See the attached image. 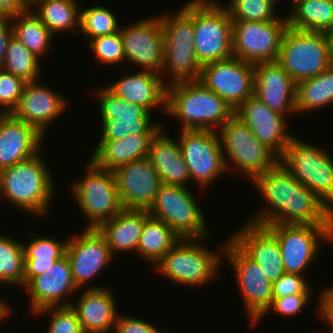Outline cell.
Returning <instances> with one entry per match:
<instances>
[{
    "mask_svg": "<svg viewBox=\"0 0 333 333\" xmlns=\"http://www.w3.org/2000/svg\"><path fill=\"white\" fill-rule=\"evenodd\" d=\"M267 207L250 223L333 226V210L278 163L252 181Z\"/></svg>",
    "mask_w": 333,
    "mask_h": 333,
    "instance_id": "1",
    "label": "cell"
},
{
    "mask_svg": "<svg viewBox=\"0 0 333 333\" xmlns=\"http://www.w3.org/2000/svg\"><path fill=\"white\" fill-rule=\"evenodd\" d=\"M166 115L182 123V130H219L235 110L199 80L175 83L166 89Z\"/></svg>",
    "mask_w": 333,
    "mask_h": 333,
    "instance_id": "2",
    "label": "cell"
},
{
    "mask_svg": "<svg viewBox=\"0 0 333 333\" xmlns=\"http://www.w3.org/2000/svg\"><path fill=\"white\" fill-rule=\"evenodd\" d=\"M39 155L0 170V198L36 216L50 210L56 190L50 170Z\"/></svg>",
    "mask_w": 333,
    "mask_h": 333,
    "instance_id": "3",
    "label": "cell"
},
{
    "mask_svg": "<svg viewBox=\"0 0 333 333\" xmlns=\"http://www.w3.org/2000/svg\"><path fill=\"white\" fill-rule=\"evenodd\" d=\"M174 15L160 16L164 33L163 76L168 75L167 86L199 80L202 66L194 49L193 7L182 8Z\"/></svg>",
    "mask_w": 333,
    "mask_h": 333,
    "instance_id": "4",
    "label": "cell"
},
{
    "mask_svg": "<svg viewBox=\"0 0 333 333\" xmlns=\"http://www.w3.org/2000/svg\"><path fill=\"white\" fill-rule=\"evenodd\" d=\"M217 133L227 170L234 165V169L253 181L279 163L280 157L267 145L262 144L235 114ZM228 161H231L232 165Z\"/></svg>",
    "mask_w": 333,
    "mask_h": 333,
    "instance_id": "5",
    "label": "cell"
},
{
    "mask_svg": "<svg viewBox=\"0 0 333 333\" xmlns=\"http://www.w3.org/2000/svg\"><path fill=\"white\" fill-rule=\"evenodd\" d=\"M327 152L294 136L279 163L333 210V158Z\"/></svg>",
    "mask_w": 333,
    "mask_h": 333,
    "instance_id": "6",
    "label": "cell"
},
{
    "mask_svg": "<svg viewBox=\"0 0 333 333\" xmlns=\"http://www.w3.org/2000/svg\"><path fill=\"white\" fill-rule=\"evenodd\" d=\"M200 240L181 239L155 265V269L166 279L183 286L208 283L217 275L223 255L208 250L203 243H199Z\"/></svg>",
    "mask_w": 333,
    "mask_h": 333,
    "instance_id": "7",
    "label": "cell"
},
{
    "mask_svg": "<svg viewBox=\"0 0 333 333\" xmlns=\"http://www.w3.org/2000/svg\"><path fill=\"white\" fill-rule=\"evenodd\" d=\"M85 177L71 191L79 209L88 218L86 229H97L122 209L113 171L100 168L91 158Z\"/></svg>",
    "mask_w": 333,
    "mask_h": 333,
    "instance_id": "8",
    "label": "cell"
},
{
    "mask_svg": "<svg viewBox=\"0 0 333 333\" xmlns=\"http://www.w3.org/2000/svg\"><path fill=\"white\" fill-rule=\"evenodd\" d=\"M198 204L187 187L161 184L147 212L165 222L181 239H204L209 229Z\"/></svg>",
    "mask_w": 333,
    "mask_h": 333,
    "instance_id": "9",
    "label": "cell"
},
{
    "mask_svg": "<svg viewBox=\"0 0 333 333\" xmlns=\"http://www.w3.org/2000/svg\"><path fill=\"white\" fill-rule=\"evenodd\" d=\"M276 61L295 83L317 76L331 66L324 33L288 26Z\"/></svg>",
    "mask_w": 333,
    "mask_h": 333,
    "instance_id": "10",
    "label": "cell"
},
{
    "mask_svg": "<svg viewBox=\"0 0 333 333\" xmlns=\"http://www.w3.org/2000/svg\"><path fill=\"white\" fill-rule=\"evenodd\" d=\"M265 227L279 243L285 273L302 275L319 255V240L333 243V226L277 223Z\"/></svg>",
    "mask_w": 333,
    "mask_h": 333,
    "instance_id": "11",
    "label": "cell"
},
{
    "mask_svg": "<svg viewBox=\"0 0 333 333\" xmlns=\"http://www.w3.org/2000/svg\"><path fill=\"white\" fill-rule=\"evenodd\" d=\"M194 49L201 66L233 57L232 20L224 6L193 7Z\"/></svg>",
    "mask_w": 333,
    "mask_h": 333,
    "instance_id": "12",
    "label": "cell"
},
{
    "mask_svg": "<svg viewBox=\"0 0 333 333\" xmlns=\"http://www.w3.org/2000/svg\"><path fill=\"white\" fill-rule=\"evenodd\" d=\"M223 256L227 257L236 274L237 284L244 307L251 324L268 313L273 303V284L267 279L260 266L249 258L230 238L222 247Z\"/></svg>",
    "mask_w": 333,
    "mask_h": 333,
    "instance_id": "13",
    "label": "cell"
},
{
    "mask_svg": "<svg viewBox=\"0 0 333 333\" xmlns=\"http://www.w3.org/2000/svg\"><path fill=\"white\" fill-rule=\"evenodd\" d=\"M98 96L102 133L97 147L103 141H116L134 134H156L162 125L152 124L151 113L112 93L106 86L95 92Z\"/></svg>",
    "mask_w": 333,
    "mask_h": 333,
    "instance_id": "14",
    "label": "cell"
},
{
    "mask_svg": "<svg viewBox=\"0 0 333 333\" xmlns=\"http://www.w3.org/2000/svg\"><path fill=\"white\" fill-rule=\"evenodd\" d=\"M287 17L269 22L232 21L233 57L256 64L278 58Z\"/></svg>",
    "mask_w": 333,
    "mask_h": 333,
    "instance_id": "15",
    "label": "cell"
},
{
    "mask_svg": "<svg viewBox=\"0 0 333 333\" xmlns=\"http://www.w3.org/2000/svg\"><path fill=\"white\" fill-rule=\"evenodd\" d=\"M180 133L178 141L191 181L204 188L227 171L217 131L181 129Z\"/></svg>",
    "mask_w": 333,
    "mask_h": 333,
    "instance_id": "16",
    "label": "cell"
},
{
    "mask_svg": "<svg viewBox=\"0 0 333 333\" xmlns=\"http://www.w3.org/2000/svg\"><path fill=\"white\" fill-rule=\"evenodd\" d=\"M199 81L236 110L254 96V64L232 57L202 66Z\"/></svg>",
    "mask_w": 333,
    "mask_h": 333,
    "instance_id": "17",
    "label": "cell"
},
{
    "mask_svg": "<svg viewBox=\"0 0 333 333\" xmlns=\"http://www.w3.org/2000/svg\"><path fill=\"white\" fill-rule=\"evenodd\" d=\"M122 28V29H121ZM125 58L142 71L161 75L164 62V33L159 16L120 27Z\"/></svg>",
    "mask_w": 333,
    "mask_h": 333,
    "instance_id": "18",
    "label": "cell"
},
{
    "mask_svg": "<svg viewBox=\"0 0 333 333\" xmlns=\"http://www.w3.org/2000/svg\"><path fill=\"white\" fill-rule=\"evenodd\" d=\"M65 254L78 290L102 271L115 255L97 229H85L67 240Z\"/></svg>",
    "mask_w": 333,
    "mask_h": 333,
    "instance_id": "19",
    "label": "cell"
},
{
    "mask_svg": "<svg viewBox=\"0 0 333 333\" xmlns=\"http://www.w3.org/2000/svg\"><path fill=\"white\" fill-rule=\"evenodd\" d=\"M113 173L123 209L148 210L162 184L148 157L120 166Z\"/></svg>",
    "mask_w": 333,
    "mask_h": 333,
    "instance_id": "20",
    "label": "cell"
},
{
    "mask_svg": "<svg viewBox=\"0 0 333 333\" xmlns=\"http://www.w3.org/2000/svg\"><path fill=\"white\" fill-rule=\"evenodd\" d=\"M24 289L30 299L31 312L34 313L46 307L70 306L72 302L68 297L79 291L66 254L57 260L47 272L34 277Z\"/></svg>",
    "mask_w": 333,
    "mask_h": 333,
    "instance_id": "21",
    "label": "cell"
},
{
    "mask_svg": "<svg viewBox=\"0 0 333 333\" xmlns=\"http://www.w3.org/2000/svg\"><path fill=\"white\" fill-rule=\"evenodd\" d=\"M240 118L264 145L272 149L279 157L294 137L287 131L284 115L269 109L255 96L247 98L236 110Z\"/></svg>",
    "mask_w": 333,
    "mask_h": 333,
    "instance_id": "22",
    "label": "cell"
},
{
    "mask_svg": "<svg viewBox=\"0 0 333 333\" xmlns=\"http://www.w3.org/2000/svg\"><path fill=\"white\" fill-rule=\"evenodd\" d=\"M295 94L296 83L277 61L254 64V96L269 109L296 114Z\"/></svg>",
    "mask_w": 333,
    "mask_h": 333,
    "instance_id": "23",
    "label": "cell"
},
{
    "mask_svg": "<svg viewBox=\"0 0 333 333\" xmlns=\"http://www.w3.org/2000/svg\"><path fill=\"white\" fill-rule=\"evenodd\" d=\"M230 239L260 266L272 284L285 273L279 243L265 226L248 220L247 225L242 226Z\"/></svg>",
    "mask_w": 333,
    "mask_h": 333,
    "instance_id": "24",
    "label": "cell"
},
{
    "mask_svg": "<svg viewBox=\"0 0 333 333\" xmlns=\"http://www.w3.org/2000/svg\"><path fill=\"white\" fill-rule=\"evenodd\" d=\"M66 104L63 96L41 82H29L11 114L46 136L48 124L65 111Z\"/></svg>",
    "mask_w": 333,
    "mask_h": 333,
    "instance_id": "25",
    "label": "cell"
},
{
    "mask_svg": "<svg viewBox=\"0 0 333 333\" xmlns=\"http://www.w3.org/2000/svg\"><path fill=\"white\" fill-rule=\"evenodd\" d=\"M44 137L11 113L0 114V170L39 153Z\"/></svg>",
    "mask_w": 333,
    "mask_h": 333,
    "instance_id": "26",
    "label": "cell"
},
{
    "mask_svg": "<svg viewBox=\"0 0 333 333\" xmlns=\"http://www.w3.org/2000/svg\"><path fill=\"white\" fill-rule=\"evenodd\" d=\"M162 76L150 71H142L122 75L119 80L105 86L116 96L132 104L144 107L152 112L155 107H160L166 112L167 82Z\"/></svg>",
    "mask_w": 333,
    "mask_h": 333,
    "instance_id": "27",
    "label": "cell"
},
{
    "mask_svg": "<svg viewBox=\"0 0 333 333\" xmlns=\"http://www.w3.org/2000/svg\"><path fill=\"white\" fill-rule=\"evenodd\" d=\"M107 287H92L81 292L78 302L71 304L84 333H106L114 330L117 314L115 296Z\"/></svg>",
    "mask_w": 333,
    "mask_h": 333,
    "instance_id": "28",
    "label": "cell"
},
{
    "mask_svg": "<svg viewBox=\"0 0 333 333\" xmlns=\"http://www.w3.org/2000/svg\"><path fill=\"white\" fill-rule=\"evenodd\" d=\"M162 127L152 138L148 159L154 166L162 184L186 187L191 180L179 142L164 133Z\"/></svg>",
    "mask_w": 333,
    "mask_h": 333,
    "instance_id": "29",
    "label": "cell"
},
{
    "mask_svg": "<svg viewBox=\"0 0 333 333\" xmlns=\"http://www.w3.org/2000/svg\"><path fill=\"white\" fill-rule=\"evenodd\" d=\"M147 210L122 209L116 216L101 224L97 230L105 238L112 254L136 252Z\"/></svg>",
    "mask_w": 333,
    "mask_h": 333,
    "instance_id": "30",
    "label": "cell"
},
{
    "mask_svg": "<svg viewBox=\"0 0 333 333\" xmlns=\"http://www.w3.org/2000/svg\"><path fill=\"white\" fill-rule=\"evenodd\" d=\"M156 134H134L116 141H103L95 148L92 160L100 167L114 171L120 166L148 157L149 146Z\"/></svg>",
    "mask_w": 333,
    "mask_h": 333,
    "instance_id": "31",
    "label": "cell"
},
{
    "mask_svg": "<svg viewBox=\"0 0 333 333\" xmlns=\"http://www.w3.org/2000/svg\"><path fill=\"white\" fill-rule=\"evenodd\" d=\"M77 2L76 0H32L30 9L53 35L71 29L76 34L80 30V10Z\"/></svg>",
    "mask_w": 333,
    "mask_h": 333,
    "instance_id": "32",
    "label": "cell"
},
{
    "mask_svg": "<svg viewBox=\"0 0 333 333\" xmlns=\"http://www.w3.org/2000/svg\"><path fill=\"white\" fill-rule=\"evenodd\" d=\"M287 16L290 28L325 32L333 28V0H292ZM292 10V11H291Z\"/></svg>",
    "mask_w": 333,
    "mask_h": 333,
    "instance_id": "33",
    "label": "cell"
},
{
    "mask_svg": "<svg viewBox=\"0 0 333 333\" xmlns=\"http://www.w3.org/2000/svg\"><path fill=\"white\" fill-rule=\"evenodd\" d=\"M23 244L25 253L24 287L34 278L47 272L54 263L65 255L66 242L50 237H31Z\"/></svg>",
    "mask_w": 333,
    "mask_h": 333,
    "instance_id": "34",
    "label": "cell"
},
{
    "mask_svg": "<svg viewBox=\"0 0 333 333\" xmlns=\"http://www.w3.org/2000/svg\"><path fill=\"white\" fill-rule=\"evenodd\" d=\"M180 240L165 222L149 215L144 220L136 253L156 265Z\"/></svg>",
    "mask_w": 333,
    "mask_h": 333,
    "instance_id": "35",
    "label": "cell"
},
{
    "mask_svg": "<svg viewBox=\"0 0 333 333\" xmlns=\"http://www.w3.org/2000/svg\"><path fill=\"white\" fill-rule=\"evenodd\" d=\"M333 103V66L315 77L296 83V114L314 111Z\"/></svg>",
    "mask_w": 333,
    "mask_h": 333,
    "instance_id": "36",
    "label": "cell"
},
{
    "mask_svg": "<svg viewBox=\"0 0 333 333\" xmlns=\"http://www.w3.org/2000/svg\"><path fill=\"white\" fill-rule=\"evenodd\" d=\"M15 20V21H14ZM13 36L22 42L38 58L50 50L54 35L29 8L10 16Z\"/></svg>",
    "mask_w": 333,
    "mask_h": 333,
    "instance_id": "37",
    "label": "cell"
},
{
    "mask_svg": "<svg viewBox=\"0 0 333 333\" xmlns=\"http://www.w3.org/2000/svg\"><path fill=\"white\" fill-rule=\"evenodd\" d=\"M39 62L40 59L12 35L0 67L29 83L39 81Z\"/></svg>",
    "mask_w": 333,
    "mask_h": 333,
    "instance_id": "38",
    "label": "cell"
},
{
    "mask_svg": "<svg viewBox=\"0 0 333 333\" xmlns=\"http://www.w3.org/2000/svg\"><path fill=\"white\" fill-rule=\"evenodd\" d=\"M23 243L0 234V284L24 286Z\"/></svg>",
    "mask_w": 333,
    "mask_h": 333,
    "instance_id": "39",
    "label": "cell"
},
{
    "mask_svg": "<svg viewBox=\"0 0 333 333\" xmlns=\"http://www.w3.org/2000/svg\"><path fill=\"white\" fill-rule=\"evenodd\" d=\"M116 15L103 6L87 7L80 10V30L89 41L96 37L119 32Z\"/></svg>",
    "mask_w": 333,
    "mask_h": 333,
    "instance_id": "40",
    "label": "cell"
},
{
    "mask_svg": "<svg viewBox=\"0 0 333 333\" xmlns=\"http://www.w3.org/2000/svg\"><path fill=\"white\" fill-rule=\"evenodd\" d=\"M229 4L224 7L232 21L269 22L279 18L269 0H231Z\"/></svg>",
    "mask_w": 333,
    "mask_h": 333,
    "instance_id": "41",
    "label": "cell"
},
{
    "mask_svg": "<svg viewBox=\"0 0 333 333\" xmlns=\"http://www.w3.org/2000/svg\"><path fill=\"white\" fill-rule=\"evenodd\" d=\"M89 47L102 63L114 65L126 61L120 31L91 39Z\"/></svg>",
    "mask_w": 333,
    "mask_h": 333,
    "instance_id": "42",
    "label": "cell"
},
{
    "mask_svg": "<svg viewBox=\"0 0 333 333\" xmlns=\"http://www.w3.org/2000/svg\"><path fill=\"white\" fill-rule=\"evenodd\" d=\"M52 313L47 333H84L76 312L71 306L46 307L34 314Z\"/></svg>",
    "mask_w": 333,
    "mask_h": 333,
    "instance_id": "43",
    "label": "cell"
},
{
    "mask_svg": "<svg viewBox=\"0 0 333 333\" xmlns=\"http://www.w3.org/2000/svg\"><path fill=\"white\" fill-rule=\"evenodd\" d=\"M27 82L0 67V114H10L17 107Z\"/></svg>",
    "mask_w": 333,
    "mask_h": 333,
    "instance_id": "44",
    "label": "cell"
},
{
    "mask_svg": "<svg viewBox=\"0 0 333 333\" xmlns=\"http://www.w3.org/2000/svg\"><path fill=\"white\" fill-rule=\"evenodd\" d=\"M299 274L284 273L273 283V297L280 298L294 294H312V288Z\"/></svg>",
    "mask_w": 333,
    "mask_h": 333,
    "instance_id": "45",
    "label": "cell"
},
{
    "mask_svg": "<svg viewBox=\"0 0 333 333\" xmlns=\"http://www.w3.org/2000/svg\"><path fill=\"white\" fill-rule=\"evenodd\" d=\"M311 294H294L286 297L273 298V303L269 310L274 309L283 316H294L303 311L312 297Z\"/></svg>",
    "mask_w": 333,
    "mask_h": 333,
    "instance_id": "46",
    "label": "cell"
},
{
    "mask_svg": "<svg viewBox=\"0 0 333 333\" xmlns=\"http://www.w3.org/2000/svg\"><path fill=\"white\" fill-rule=\"evenodd\" d=\"M116 333H166L158 330L153 324L137 317L118 315L114 326Z\"/></svg>",
    "mask_w": 333,
    "mask_h": 333,
    "instance_id": "47",
    "label": "cell"
},
{
    "mask_svg": "<svg viewBox=\"0 0 333 333\" xmlns=\"http://www.w3.org/2000/svg\"><path fill=\"white\" fill-rule=\"evenodd\" d=\"M319 296V318L332 327V331L327 333H333V286L324 289Z\"/></svg>",
    "mask_w": 333,
    "mask_h": 333,
    "instance_id": "48",
    "label": "cell"
},
{
    "mask_svg": "<svg viewBox=\"0 0 333 333\" xmlns=\"http://www.w3.org/2000/svg\"><path fill=\"white\" fill-rule=\"evenodd\" d=\"M9 21L10 16L0 14V65L4 60L8 41L13 35L12 26L9 24L11 22Z\"/></svg>",
    "mask_w": 333,
    "mask_h": 333,
    "instance_id": "49",
    "label": "cell"
},
{
    "mask_svg": "<svg viewBox=\"0 0 333 333\" xmlns=\"http://www.w3.org/2000/svg\"><path fill=\"white\" fill-rule=\"evenodd\" d=\"M30 8L28 0H0V14L12 16Z\"/></svg>",
    "mask_w": 333,
    "mask_h": 333,
    "instance_id": "50",
    "label": "cell"
},
{
    "mask_svg": "<svg viewBox=\"0 0 333 333\" xmlns=\"http://www.w3.org/2000/svg\"><path fill=\"white\" fill-rule=\"evenodd\" d=\"M182 8L189 7H219L223 6L222 4L217 3L215 0H190L187 3L183 4Z\"/></svg>",
    "mask_w": 333,
    "mask_h": 333,
    "instance_id": "51",
    "label": "cell"
},
{
    "mask_svg": "<svg viewBox=\"0 0 333 333\" xmlns=\"http://www.w3.org/2000/svg\"><path fill=\"white\" fill-rule=\"evenodd\" d=\"M323 33L327 43L329 62L333 66V28Z\"/></svg>",
    "mask_w": 333,
    "mask_h": 333,
    "instance_id": "52",
    "label": "cell"
},
{
    "mask_svg": "<svg viewBox=\"0 0 333 333\" xmlns=\"http://www.w3.org/2000/svg\"><path fill=\"white\" fill-rule=\"evenodd\" d=\"M10 308L11 307H9L8 304H6V302L0 299V322L5 320L9 316V314L11 313Z\"/></svg>",
    "mask_w": 333,
    "mask_h": 333,
    "instance_id": "53",
    "label": "cell"
},
{
    "mask_svg": "<svg viewBox=\"0 0 333 333\" xmlns=\"http://www.w3.org/2000/svg\"><path fill=\"white\" fill-rule=\"evenodd\" d=\"M269 1H270V3H271L274 7L276 6V5H275V3H276L275 1H276V0H269Z\"/></svg>",
    "mask_w": 333,
    "mask_h": 333,
    "instance_id": "54",
    "label": "cell"
}]
</instances>
